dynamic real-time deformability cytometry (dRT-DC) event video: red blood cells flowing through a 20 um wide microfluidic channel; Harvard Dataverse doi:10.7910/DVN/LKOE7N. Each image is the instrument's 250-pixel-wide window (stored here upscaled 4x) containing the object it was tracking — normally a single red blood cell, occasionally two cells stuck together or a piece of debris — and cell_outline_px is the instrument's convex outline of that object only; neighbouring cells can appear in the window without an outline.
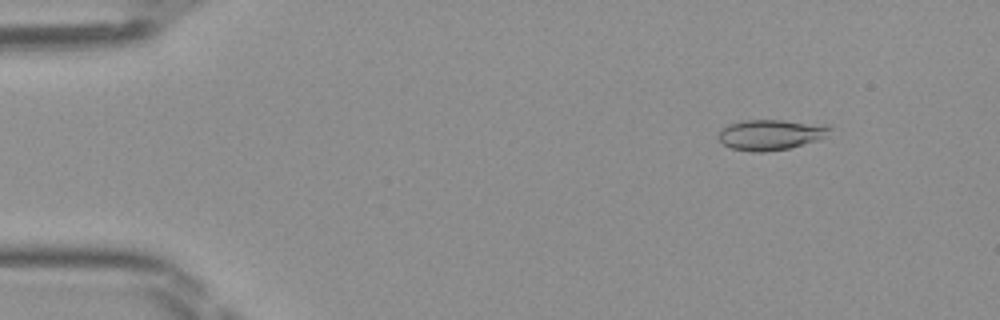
{"species": "Egyptian fruit bat (a non-hibernating species)", "species_latin": "Rousettus aegyptiacus", "temperature_condition": "room temperature", "stored_images_in_passage": 48, "camera_frame_rate_fps": 3000, "um_per_image_px": 0.085, "frame": {"image": 1, "passage_image": 6, "time_ms": 1.667, "image_size_px": [1000, 320], "cell_outline_px": [[832, 128], [824, 136], [816, 140], [788, 148], [764, 152], [752, 152], [732, 148], [724, 144], [716, 136], [720, 128], [728, 124], [740, 120], [780, 120]], "centroid_in_image_um": [65.33, 11.46], "position_along_channel_um": 19.7, "area_um2": 19.19}}
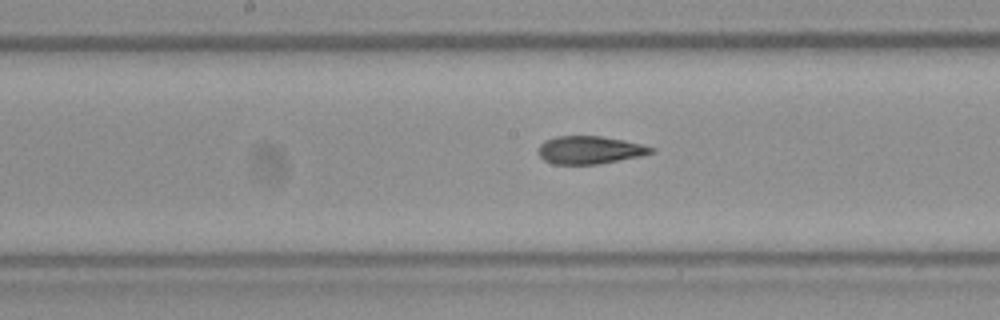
{"frame": {"image": 2, "passage_image": 25, "time_ms": 8.0, "image_size_px": [1000, 320], "cell_outline_px": [[656, 152], [640, 156], [600, 164], [552, 164], [544, 160], [540, 156], [540, 144], [544, 140], [556, 136], [600, 136], [624, 140], [656, 148]], "centroid_in_image_um": [50.15, 12.75], "position_along_channel_um": 198.0, "area_um2": 18.32}}
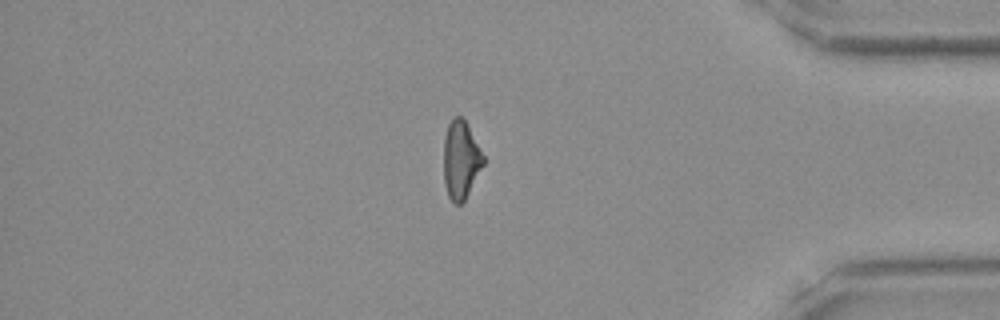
{"frame": {"image": 3, "passage_image": 41, "time_ms": 13.333, "image_size_px": [1000, 320], "cell_outline_px": [[484, 164], [464, 200], [460, 204], [456, 204], [448, 196], [444, 184], [444, 136], [448, 124], [452, 116], [460, 116], [464, 120], [484, 156]], "centroid_in_image_um": [39.15, 13.58], "position_along_channel_um": 396.1, "area_um2": 17.8}}